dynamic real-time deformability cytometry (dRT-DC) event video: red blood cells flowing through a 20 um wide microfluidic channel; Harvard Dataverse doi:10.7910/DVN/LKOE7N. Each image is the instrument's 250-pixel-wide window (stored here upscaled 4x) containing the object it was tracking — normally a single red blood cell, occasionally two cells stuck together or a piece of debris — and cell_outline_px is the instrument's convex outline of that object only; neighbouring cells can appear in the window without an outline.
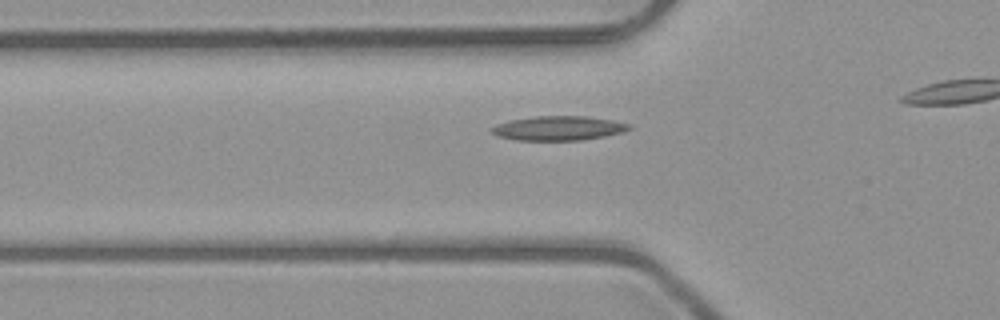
{"species": "common noctule bat (a hibernating species)", "species_latin": "Nyctalus noctula", "temperature_condition": "room temperature", "stored_images_in_passage": 33, "camera_frame_rate_fps": 3000, "um_per_image_px": 0.085, "animal": {"sex": "male", "body_mass_g": 23.1, "forearm_length_mm": 52.7}, "frame": {"image": 1, "passage_image": 9, "time_ms": 2.667, "image_size_px": [1000, 320], "cell_outline_px": [[632, 128], [620, 132], [604, 136], [580, 140], [516, 140], [496, 136], [492, 132], [492, 128], [496, 124], [508, 120], [536, 116], [584, 116], [612, 120], [632, 124]], "centroid_in_image_um": [47.45, 10.89], "position_along_channel_um": 78.4, "area_um2": 19.42}}
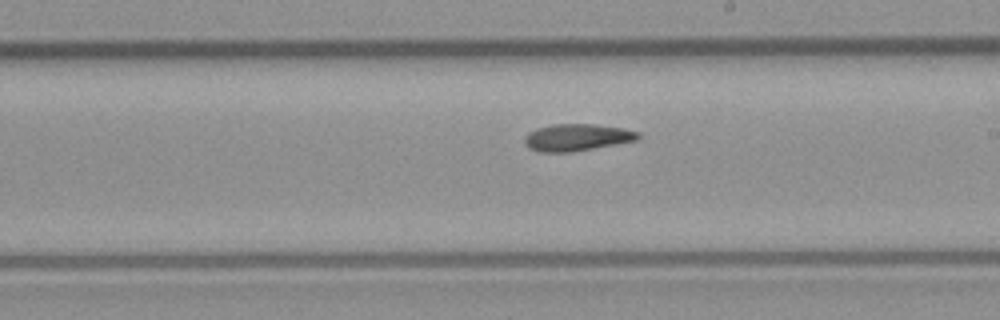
{"frame": {"image": 2, "passage_image": 21, "time_ms": 6.667, "image_size_px": [1000, 320], "cell_outline_px": [[640, 140], [572, 152], [540, 152], [528, 148], [524, 144], [524, 136], [528, 132], [536, 128], [552, 124], [592, 124], [624, 128], [640, 132]], "centroid_in_image_um": [49.04, 11.68], "position_along_channel_um": 240.0, "area_um2": 18.15}}
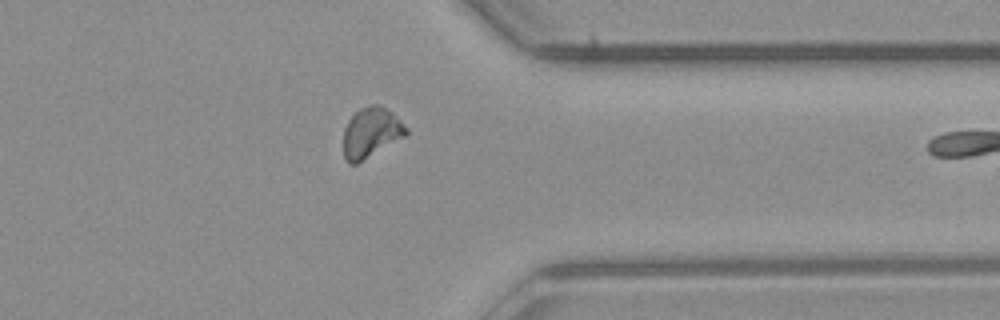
{"frame": {"image": 3, "passage_image": 32, "time_ms": 10.333, "image_size_px": [1000, 320], "cell_outline_px": [[408, 132], [404, 136], [356, 164], [348, 164], [344, 160], [344, 128], [348, 120], [360, 108], [372, 104], [380, 104], [392, 112], [408, 128]], "centroid_in_image_um": [31.52, 11.26], "position_along_channel_um": 379.9, "area_um2": 18.15}}